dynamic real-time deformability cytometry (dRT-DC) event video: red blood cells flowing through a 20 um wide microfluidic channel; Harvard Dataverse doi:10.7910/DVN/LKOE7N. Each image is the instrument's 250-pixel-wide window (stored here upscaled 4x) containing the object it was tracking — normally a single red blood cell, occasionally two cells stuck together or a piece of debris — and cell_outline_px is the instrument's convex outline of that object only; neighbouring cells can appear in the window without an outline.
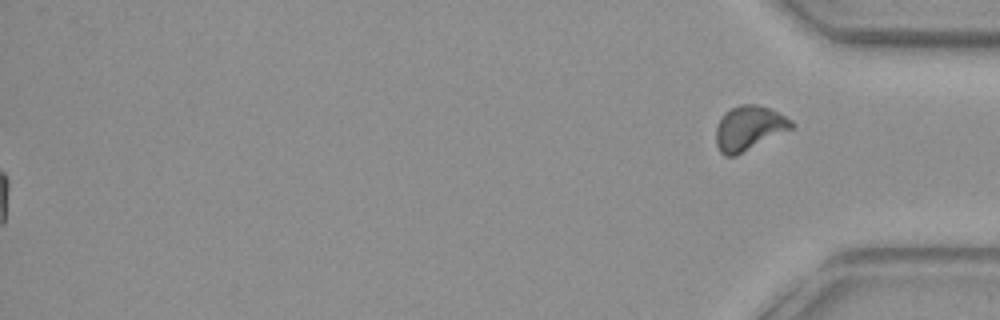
{"species": "common noctule bat (a hibernating species)", "species_latin": "Nyctalus noctula", "temperature_condition": "warm", "stored_images_in_passage": 55, "segment_of_instrument_passage": [2, 2], "camera_frame_rate_fps": 3000, "um_per_image_px": 0.085, "animal": {"sex": "female", "body_mass_g": 29.2, "forearm_length_mm": 56.3}, "frame": {"image": 1, "passage_image": 55, "time_ms": 18.0, "image_size_px": [1000, 320], "cell_outline_px": [[796, 124], [792, 128], [736, 156], [724, 156], [720, 152], [716, 144], [716, 128], [724, 112], [740, 104], [756, 104], [768, 108], [792, 120]], "centroid_in_image_um": [63.64, 10.9], "position_along_channel_um": 371.6, "area_um2": 19.42}}